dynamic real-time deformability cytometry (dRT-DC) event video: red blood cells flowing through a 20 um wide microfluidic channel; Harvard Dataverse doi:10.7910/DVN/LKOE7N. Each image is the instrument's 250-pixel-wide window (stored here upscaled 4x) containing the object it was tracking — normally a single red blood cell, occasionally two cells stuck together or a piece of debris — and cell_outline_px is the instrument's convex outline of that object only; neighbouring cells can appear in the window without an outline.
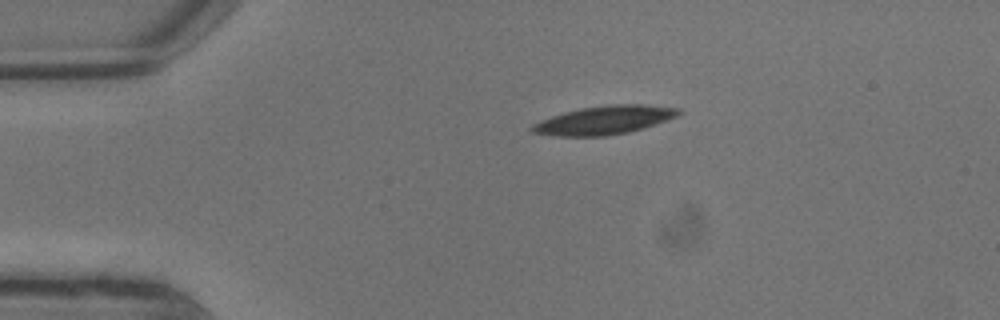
{"species": "common noctule bat (a hibernating species)", "species_latin": "Nyctalus noctula", "temperature_condition": "warm", "stored_images_in_passage": 4, "camera_frame_rate_fps": 3000, "um_per_image_px": 0.085, "animal": {"sex": "male", "body_mass_g": 13.3}, "frame": {"image": 1, "passage_image": 1, "time_ms": 0.0, "image_size_px": [1000, 320], "cell_outline_px": [[684, 112], [680, 116], [644, 128], [628, 132], [608, 136], [556, 136], [528, 132], [528, 128], [532, 124], [540, 120], [564, 112], [580, 108], [608, 104], [644, 104], [680, 108]], "centroid_in_image_um": [51.38, 10.21], "position_along_channel_um": 33.6, "area_um2": 24.85}}
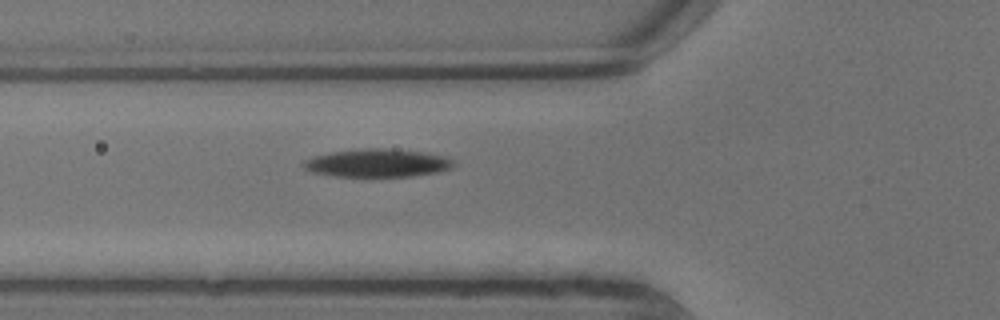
{"frame": {"image": 2, "passage_image": 4, "time_ms": 1.0, "image_size_px": [1000, 320], "cell_outline_px": [[456, 164], [452, 168], [440, 172], [412, 176], [368, 180], [332, 176], [312, 172], [304, 168], [300, 164], [304, 160], [312, 156], [332, 152], [364, 148], [392, 148], [424, 152], [448, 156], [456, 160]], "centroid_in_image_um": [32.11, 13.9], "position_along_channel_um": 93.7, "area_um2": 26.18}}